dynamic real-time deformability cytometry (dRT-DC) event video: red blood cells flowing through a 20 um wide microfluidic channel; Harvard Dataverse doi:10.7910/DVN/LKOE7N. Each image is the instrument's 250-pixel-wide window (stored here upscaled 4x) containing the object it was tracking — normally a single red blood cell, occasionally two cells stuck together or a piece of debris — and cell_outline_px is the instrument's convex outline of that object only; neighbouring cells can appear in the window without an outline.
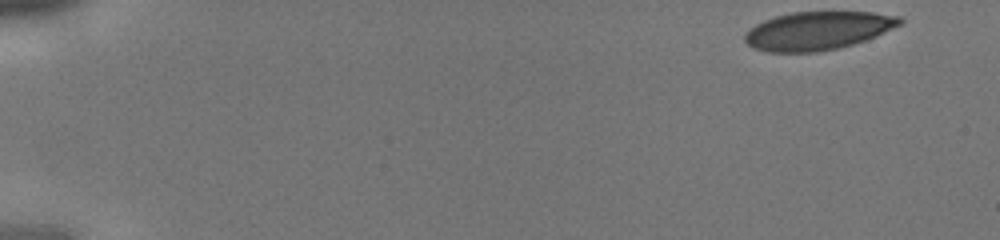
{"species": "human", "species_latin": "Homo sapiens", "temperature_condition": "cold", "stored_images_in_passage": 41, "camera_frame_rate_fps": 3000, "um_per_image_px": 0.085, "donor": {"sex": "male"}, "frame": {"image": 1, "passage_image": 1, "time_ms": 0.0, "image_size_px": [1000, 240], "cell_outline_px": [[904, 24], [876, 36], [840, 48], [816, 52], [768, 52], [752, 48], [744, 40], [744, 36], [756, 24], [764, 20], [776, 16], [792, 12], [872, 12], [900, 16], [904, 20]], "centroid_in_image_um": [69.56, 2.61], "position_along_channel_um": 15.4, "area_um2": 34.68}}
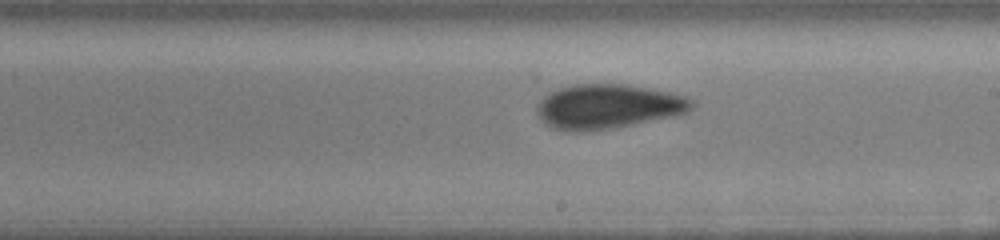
{"frame": {"image": 2, "passage_image": 24, "time_ms": 7.667, "image_size_px": [1000, 240], "cell_outline_px": [[696, 104], [688, 112], [676, 116], [632, 124], [608, 128], [580, 132], [568, 132], [552, 128], [544, 124], [540, 120], [536, 112], [536, 104], [548, 92], [572, 84], [628, 84], [668, 92], [684, 96], [692, 100]], "centroid_in_image_um": [51.63, 9.05], "position_along_channel_um": 237.4, "area_um2": 40.4}}
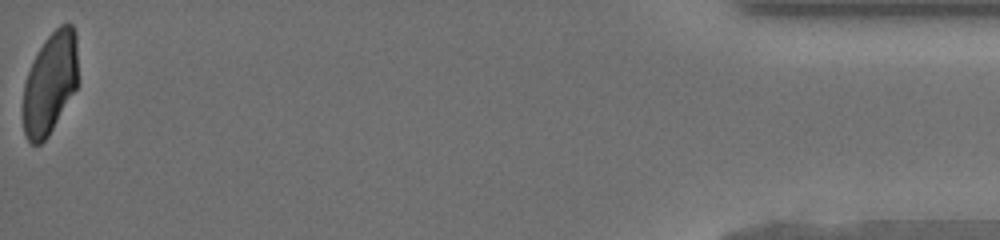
{"frame": {"image": 3, "passage_image": 41, "time_ms": 13.333, "image_size_px": [1000, 240], "cell_outline_px": [[76, 88], [48, 136], [40, 144], [32, 144], [24, 136], [24, 84], [28, 72], [44, 40], [60, 24], [72, 24], [76, 32]], "centroid_in_image_um": [4.25, 7.07], "position_along_channel_um": 431.0, "area_um2": 31.85}}